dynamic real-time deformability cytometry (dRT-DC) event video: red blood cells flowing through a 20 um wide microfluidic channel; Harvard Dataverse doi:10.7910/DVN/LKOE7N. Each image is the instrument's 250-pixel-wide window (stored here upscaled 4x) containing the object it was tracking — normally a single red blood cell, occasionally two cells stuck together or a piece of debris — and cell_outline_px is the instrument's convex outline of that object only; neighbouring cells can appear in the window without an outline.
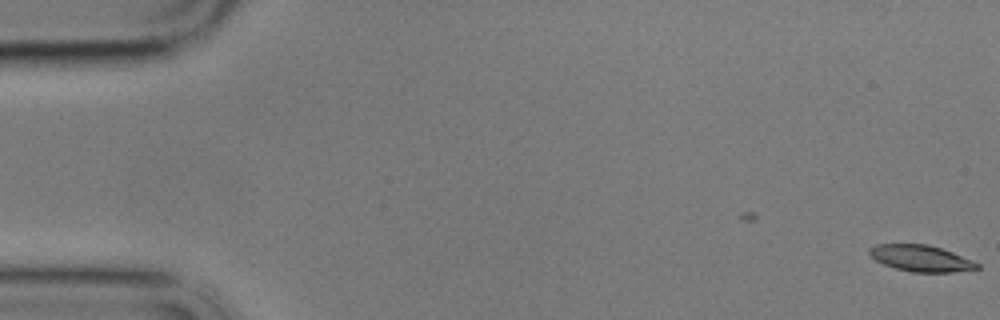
{"species": "common noctule bat (a hibernating species)", "species_latin": "Nyctalus noctula", "temperature_condition": "cold", "stored_images_in_passage": 2, "camera_frame_rate_fps": 3000, "um_per_image_px": 0.085, "animal": {"sex": "male", "body_mass_g": 17.9}, "frame": {"image": 1, "passage_image": 2, "time_ms": 0.333, "image_size_px": [1000, 320], "cell_outline_px": [[980, 268], [952, 272], [912, 272], [896, 268], [884, 264], [876, 260], [868, 252], [868, 248], [876, 244], [928, 244], [952, 252], [972, 260], [980, 264]], "centroid_in_image_um": [78.27, 21.95], "position_along_channel_um": 6.7, "area_um2": 16.42}}